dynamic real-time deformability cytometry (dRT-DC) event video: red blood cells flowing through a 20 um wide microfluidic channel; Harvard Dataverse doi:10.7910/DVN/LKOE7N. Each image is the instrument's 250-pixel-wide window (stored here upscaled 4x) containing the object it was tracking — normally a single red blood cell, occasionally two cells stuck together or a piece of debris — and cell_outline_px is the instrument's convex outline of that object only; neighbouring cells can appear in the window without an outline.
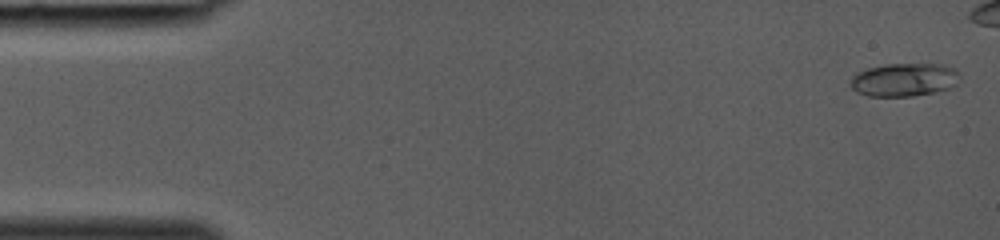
{"species": "common noctule bat (a hibernating species)", "species_latin": "Nyctalus noctula", "temperature_condition": "room temperature", "stored_images_in_passage": 34, "camera_frame_rate_fps": 3000, "um_per_image_px": 0.085, "animal": {"sex": "female", "body_mass_g": 19.0, "forearm_length_mm": 53.3}, "frame": {"image": 1, "passage_image": 1, "time_ms": 0.0, "image_size_px": [1000, 240], "cell_outline_px": [[960, 76], [956, 84], [948, 88], [936, 92], [912, 96], [868, 96], [856, 92], [852, 88], [852, 76], [856, 72], [868, 68], [884, 64], [944, 64], [956, 68], [960, 72]], "centroid_in_image_um": [76.88, 6.77], "position_along_channel_um": 8.1, "area_um2": 21.33}}
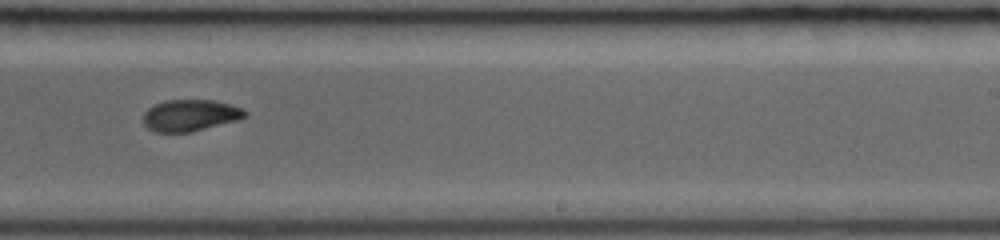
{"frame": {"image": 2, "passage_image": 24, "time_ms": 7.667, "image_size_px": [1000, 240], "cell_outline_px": [[248, 116], [240, 120], [192, 132], [156, 132], [148, 128], [144, 124], [144, 112], [148, 108], [164, 100], [212, 100], [228, 104], [240, 108], [248, 112]], "centroid_in_image_um": [16.19, 9.81], "position_along_channel_um": 272.8, "area_um2": 18.79}}
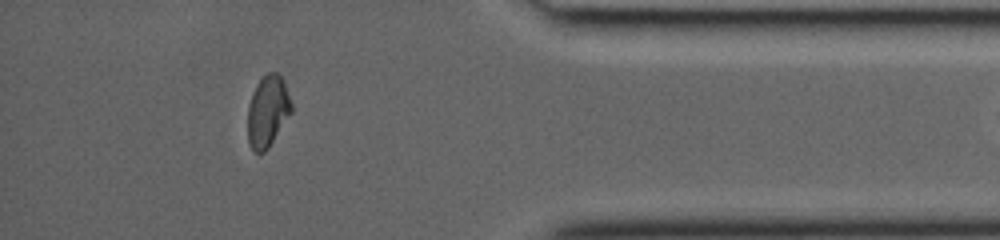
{"frame": {"image": 3, "passage_image": 33, "time_ms": 10.667, "image_size_px": [1000, 240], "cell_outline_px": [[292, 112], [268, 148], [264, 152], [256, 152], [248, 144], [248, 104], [256, 84], [268, 72], [276, 72], [284, 80], [292, 104]], "centroid_in_image_um": [22.76, 9.45], "position_along_channel_um": 412.4, "area_um2": 18.15}}